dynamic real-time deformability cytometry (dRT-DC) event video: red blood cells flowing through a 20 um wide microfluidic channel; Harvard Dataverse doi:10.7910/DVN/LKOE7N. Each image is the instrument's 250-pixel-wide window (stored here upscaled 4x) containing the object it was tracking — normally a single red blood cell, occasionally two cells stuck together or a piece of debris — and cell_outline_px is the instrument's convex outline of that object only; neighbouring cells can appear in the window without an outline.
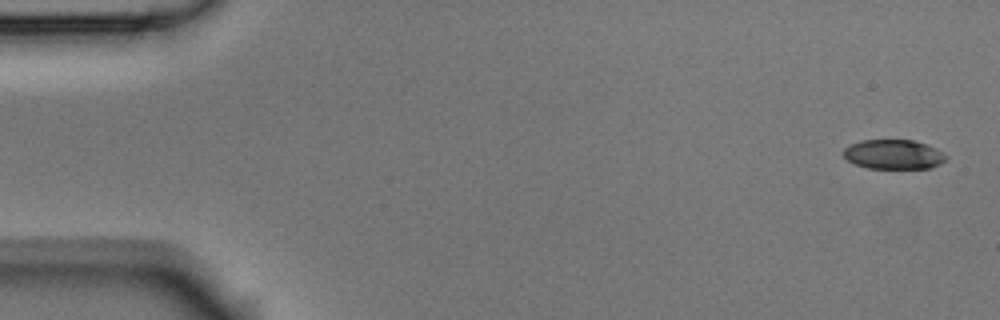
{"species": "Egyptian fruit bat (a non-hibernating species)", "species_latin": "Rousettus aegyptiacus", "temperature_condition": "room temperature", "stored_images_in_passage": 5, "camera_frame_rate_fps": 3000, "um_per_image_px": 0.085, "animal": {"sex": "male"}, "frame": {"image": 1, "passage_image": 1, "time_ms": 0.0, "image_size_px": [1000, 320], "cell_outline_px": [[948, 156], [940, 164], [928, 168], [868, 168], [856, 164], [848, 160], [844, 156], [844, 148], [848, 144], [860, 140], [912, 140], [928, 144], [944, 152]], "centroid_in_image_um": [75.96, 13.11], "position_along_channel_um": 9.0, "area_um2": 17.69}}
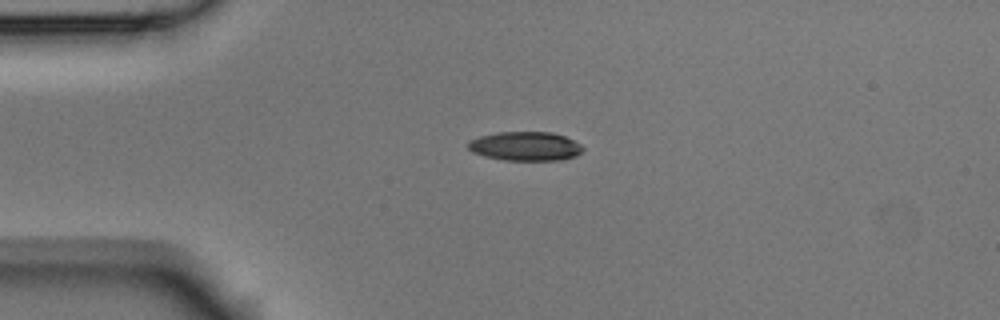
{"frame": {"image": 2, "passage_image": 4, "time_ms": 1.0, "image_size_px": [1000, 320], "cell_outline_px": [[584, 148], [576, 156], [560, 160], [504, 160], [472, 152], [468, 148], [468, 140], [480, 136], [496, 132], [552, 132], [564, 136], [580, 144]], "centroid_in_image_um": [44.64, 12.42], "position_along_channel_um": 40.4, "area_um2": 19.31}}